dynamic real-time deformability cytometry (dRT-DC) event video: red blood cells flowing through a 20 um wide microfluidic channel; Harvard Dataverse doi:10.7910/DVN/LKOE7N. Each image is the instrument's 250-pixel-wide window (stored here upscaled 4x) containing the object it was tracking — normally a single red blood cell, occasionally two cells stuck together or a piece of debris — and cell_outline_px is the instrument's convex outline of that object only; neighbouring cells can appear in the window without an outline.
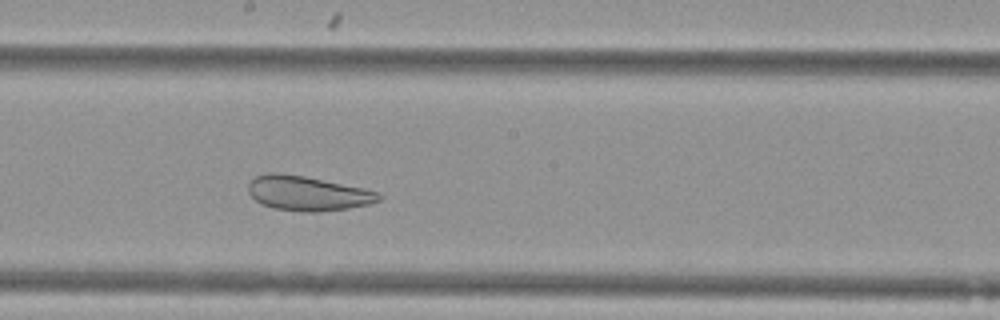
{"species": "Egyptian fruit bat (a non-hibernating species)", "species_latin": "Rousettus aegyptiacus", "temperature_condition": "cold", "stored_images_in_passage": 44, "camera_frame_rate_fps": 3000, "um_per_image_px": 0.085, "animal": {"sex": "female"}, "frame": {"image": 1, "passage_image": 19, "time_ms": 6.0, "image_size_px": [1000, 320], "cell_outline_px": [[384, 196], [380, 200], [368, 204], [348, 208], [320, 212], [304, 212], [272, 208], [260, 204], [248, 192], [248, 184], [256, 176], [268, 172], [276, 172], [304, 176], [380, 192]], "centroid_in_image_um": [26.13, 16.44], "position_along_channel_um": 222.1, "area_um2": 26.3}}